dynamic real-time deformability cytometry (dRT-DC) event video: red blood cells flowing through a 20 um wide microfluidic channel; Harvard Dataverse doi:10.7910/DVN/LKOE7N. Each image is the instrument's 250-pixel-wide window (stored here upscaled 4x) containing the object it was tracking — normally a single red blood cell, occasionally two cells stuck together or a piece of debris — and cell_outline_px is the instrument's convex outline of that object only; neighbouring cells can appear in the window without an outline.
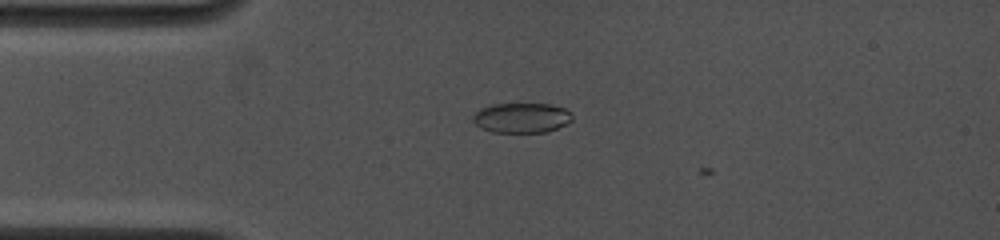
{"species": "common noctule bat (a hibernating species)", "species_latin": "Nyctalus noctula", "temperature_condition": "cold", "stored_images_in_passage": 2, "camera_frame_rate_fps": 4500, "um_per_image_px": 0.085, "animal": {"sex": "female", "body_mass_g": 19.0, "forearm_length_mm": 53.3}, "frame": {"image": 1, "passage_image": 1, "time_ms": 0.0, "image_size_px": [1000, 240], "cell_outline_px": [[572, 120], [556, 128], [544, 132], [492, 132], [476, 124], [472, 120], [472, 116], [480, 108], [492, 104], [548, 104], [564, 108], [572, 116]], "centroid_in_image_um": [44.3, 10.01], "position_along_channel_um": 40.7, "area_um2": 17.05}}